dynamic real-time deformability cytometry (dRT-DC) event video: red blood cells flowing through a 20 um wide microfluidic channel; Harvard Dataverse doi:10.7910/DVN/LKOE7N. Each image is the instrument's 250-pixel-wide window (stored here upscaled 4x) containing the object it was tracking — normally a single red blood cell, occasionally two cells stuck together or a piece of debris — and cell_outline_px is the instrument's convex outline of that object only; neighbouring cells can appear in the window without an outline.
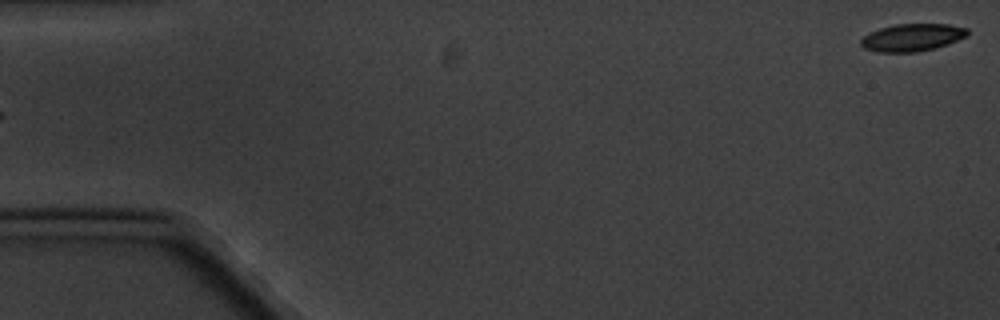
{"species": "common noctule bat (a hibernating species)", "species_latin": "Nyctalus noctula", "temperature_condition": "cold", "stored_images_in_passage": 5, "segment_of_instrument_passage": [2, 2], "camera_frame_rate_fps": 3000, "um_per_image_px": 0.085, "animal": {"sex": "male", "body_mass_g": 20.1, "forearm_length_mm": 53.5}, "frame": {"image": 1, "passage_image": 5, "time_ms": 4.333, "image_size_px": [1000, 320], "cell_outline_px": [[968, 36], [948, 44], [936, 48], [916, 52], [880, 52], [864, 48], [860, 44], [860, 40], [864, 36], [880, 28], [896, 24], [948, 24], [968, 28]], "centroid_in_image_um": [77.57, 3.18], "position_along_channel_um": 7.4, "area_um2": 17.05}}